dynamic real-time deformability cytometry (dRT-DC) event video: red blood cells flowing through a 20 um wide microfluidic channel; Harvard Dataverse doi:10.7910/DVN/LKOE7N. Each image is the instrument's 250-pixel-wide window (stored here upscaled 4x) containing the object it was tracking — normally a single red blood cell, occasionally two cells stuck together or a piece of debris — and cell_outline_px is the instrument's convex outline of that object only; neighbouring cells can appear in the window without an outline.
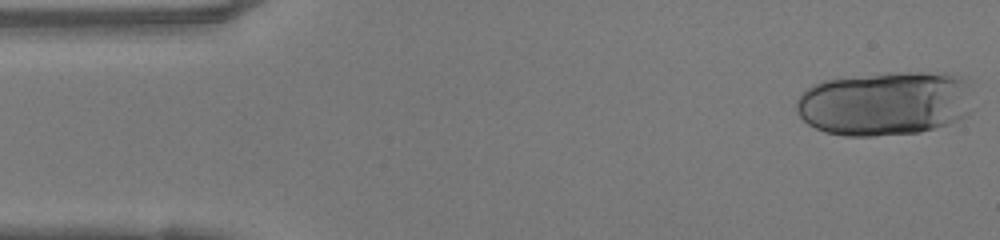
{"species": "human", "species_latin": "Homo sapiens", "temperature_condition": "warm", "stored_images_in_passage": 27, "camera_frame_rate_fps": 3000, "um_per_image_px": 0.085, "donor": {"sex": "female"}, "frame": {"image": 1, "passage_image": 1, "time_ms": 0.0, "image_size_px": [1000, 240], "cell_outline_px": [[968, 112], [964, 116], [948, 124], [920, 132], [876, 136], [844, 136], [824, 132], [808, 124], [800, 116], [796, 108], [796, 100], [812, 84], [824, 80], [888, 72], [948, 72], [968, 84]], "centroid_in_image_um": [75.16, 8.79], "position_along_channel_um": 9.8, "area_um2": 66.07}}
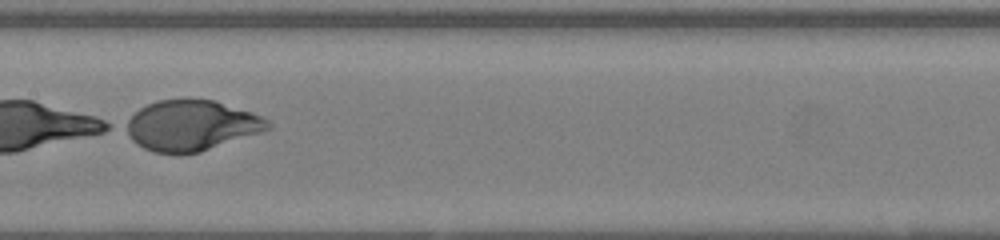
{"frame": {"image": 2, "passage_image": 23, "time_ms": 7.333, "image_size_px": [1000, 240], "cell_outline_px": [[272, 128], [264, 132], [200, 152], [180, 156], [152, 152], [136, 144], [120, 128], [120, 124], [140, 108], [156, 100], [216, 100], [252, 112], [268, 120], [272, 124]], "centroid_in_image_um": [16.22, 10.7], "position_along_channel_um": 191.2, "area_um2": 42.77}}